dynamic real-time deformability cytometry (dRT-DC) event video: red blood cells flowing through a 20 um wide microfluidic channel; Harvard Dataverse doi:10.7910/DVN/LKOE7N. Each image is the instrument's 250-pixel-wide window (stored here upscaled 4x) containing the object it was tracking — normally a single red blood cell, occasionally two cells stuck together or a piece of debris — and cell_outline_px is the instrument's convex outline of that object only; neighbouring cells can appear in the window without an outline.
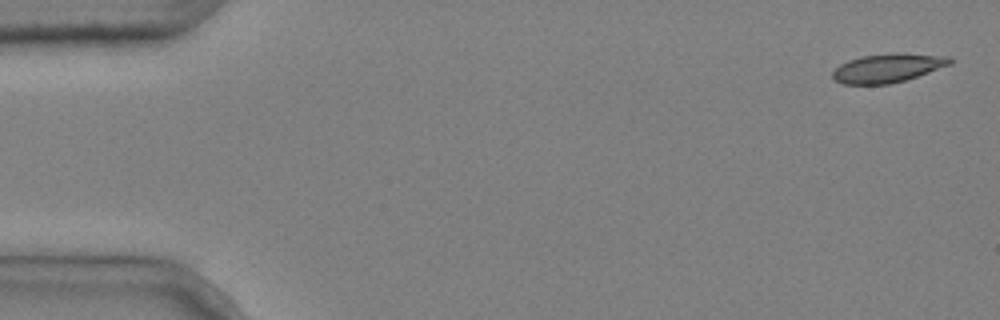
{"species": "common noctule bat (a hibernating species)", "species_latin": "Nyctalus noctula", "temperature_condition": "cold", "stored_images_in_passage": 4, "camera_frame_rate_fps": 3000, "um_per_image_px": 0.085, "animal": {"sex": "male", "body_mass_g": 20.4}, "frame": {"image": 1, "passage_image": 1, "time_ms": 0.0, "image_size_px": [1000, 320], "cell_outline_px": [[952, 64], [904, 80], [888, 84], [844, 84], [836, 80], [832, 76], [832, 72], [840, 64], [848, 60], [864, 56], [948, 56], [952, 60]], "centroid_in_image_um": [75.37, 5.84], "position_along_channel_um": 9.6, "area_um2": 18.26}}